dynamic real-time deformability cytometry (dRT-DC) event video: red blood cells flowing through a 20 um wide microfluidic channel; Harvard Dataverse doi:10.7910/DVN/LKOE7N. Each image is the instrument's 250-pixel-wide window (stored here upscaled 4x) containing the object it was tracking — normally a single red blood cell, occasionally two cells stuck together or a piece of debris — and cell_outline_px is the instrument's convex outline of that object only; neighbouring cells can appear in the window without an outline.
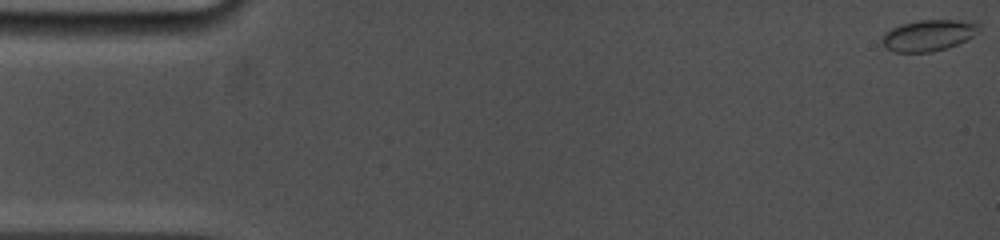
{"species": "common noctule bat (a hibernating species)", "species_latin": "Nyctalus noctula", "temperature_condition": "cold", "stored_images_in_passage": 51, "camera_frame_rate_fps": 5000, "um_per_image_px": 0.085, "animal": {"sex": "female", "body_mass_g": 19.0, "forearm_length_mm": 53.3}, "frame": {"image": 1, "passage_image": 1, "time_ms": 0.0, "image_size_px": [1000, 240], "cell_outline_px": [[980, 32], [948, 48], [932, 52], [892, 52], [884, 48], [880, 40], [884, 32], [900, 24], [920, 20], [972, 20], [980, 24]], "centroid_in_image_um": [78.9, 3.0], "position_along_channel_um": 6.1, "area_um2": 17.98}}
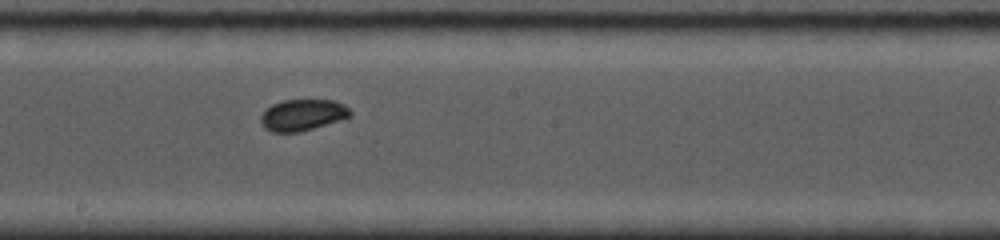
{"frame": {"image": 2, "passage_image": 30, "time_ms": 9.2, "image_size_px": [1000, 240], "cell_outline_px": [[352, 116], [340, 120], [300, 132], [272, 132], [264, 128], [260, 120], [260, 116], [272, 104], [284, 100], [332, 100], [344, 104], [352, 112]], "centroid_in_image_um": [25.73, 9.77], "position_along_channel_um": 222.5, "area_um2": 16.3}}
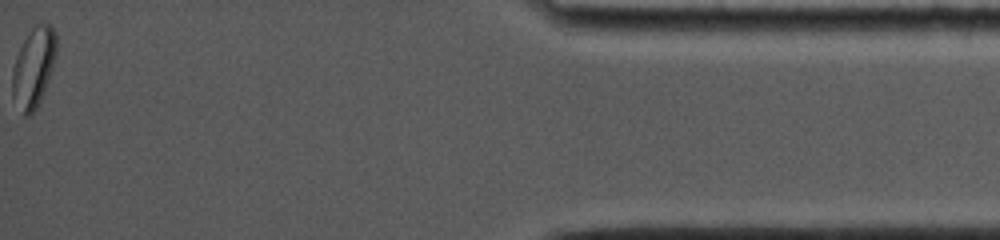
{"frame": {"image": 3, "passage_image": 51, "time_ms": 16.4, "image_size_px": [1000, 240], "cell_outline_px": [[56, 52], [52, 68], [44, 92], [36, 108], [28, 116], [24, 116], [12, 96], [12, 72], [16, 56], [24, 40], [32, 28], [36, 24], [48, 24], [56, 32]], "centroid_in_image_um": [2.85, 5.73], "position_along_channel_um": 432.4, "area_um2": 20.11}, "authors_computed_cell_mechanics": {"area_um2": 16.8198, "velocity_mm_per_s": 3.8509, "shape_relaxation_time_tau1_ms": null, "shape_relaxation_time_tau2_ms": 1.6195, "deformation_change_tau1": null, "deformation_change_tau2": 0.0282}}